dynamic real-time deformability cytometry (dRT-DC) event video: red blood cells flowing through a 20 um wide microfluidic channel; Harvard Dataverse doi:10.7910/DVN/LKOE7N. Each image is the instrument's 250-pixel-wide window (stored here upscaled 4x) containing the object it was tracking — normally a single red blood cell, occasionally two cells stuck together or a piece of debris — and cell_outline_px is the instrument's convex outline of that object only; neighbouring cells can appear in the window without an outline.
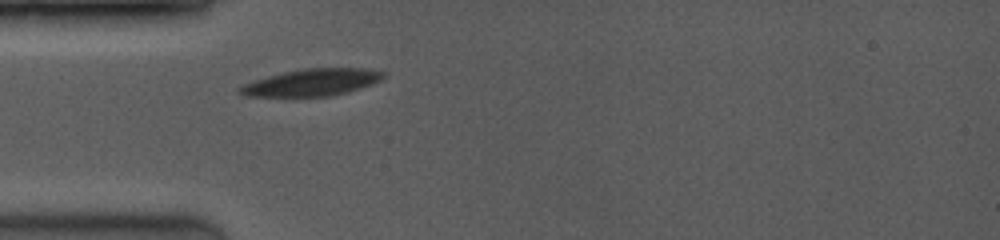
{"species": "common noctule bat (a hibernating species)", "species_latin": "Nyctalus noctula", "temperature_condition": "room temperature", "stored_images_in_passage": 6, "camera_frame_rate_fps": 3500, "um_per_image_px": 0.085, "animal": {"sex": "female", "body_mass_g": 19.0, "forearm_length_mm": 53.3}, "frame": {"image": 1, "passage_image": 1, "time_ms": 0.0, "image_size_px": [1000, 240], "cell_outline_px": [[384, 76], [380, 80], [372, 84], [348, 92], [328, 96], [244, 96], [236, 92], [244, 84], [268, 76], [284, 72], [304, 68], [364, 68], [384, 72]], "centroid_in_image_um": [26.51, 7.0], "position_along_channel_um": 58.5, "area_um2": 22.31}}
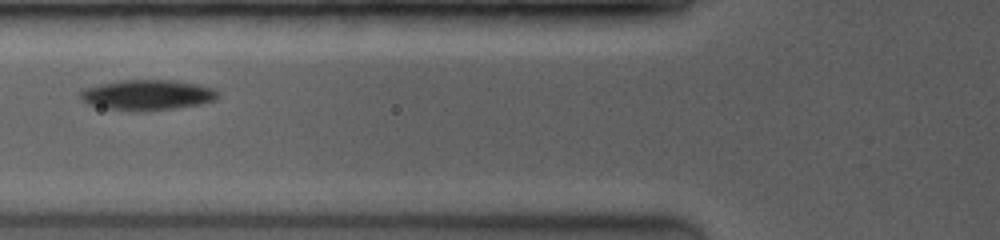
{"frame": {"image": 2, "passage_image": 3, "time_ms": 1.429, "image_size_px": [1000, 240], "cell_outline_px": [[220, 96], [216, 100], [200, 104], [144, 112], [108, 108], [88, 104], [80, 96], [80, 92], [84, 88], [120, 80], [172, 80], [196, 84], [212, 88]], "centroid_in_image_um": [12.54, 8.07], "position_along_channel_um": 113.3, "area_um2": 24.04}}